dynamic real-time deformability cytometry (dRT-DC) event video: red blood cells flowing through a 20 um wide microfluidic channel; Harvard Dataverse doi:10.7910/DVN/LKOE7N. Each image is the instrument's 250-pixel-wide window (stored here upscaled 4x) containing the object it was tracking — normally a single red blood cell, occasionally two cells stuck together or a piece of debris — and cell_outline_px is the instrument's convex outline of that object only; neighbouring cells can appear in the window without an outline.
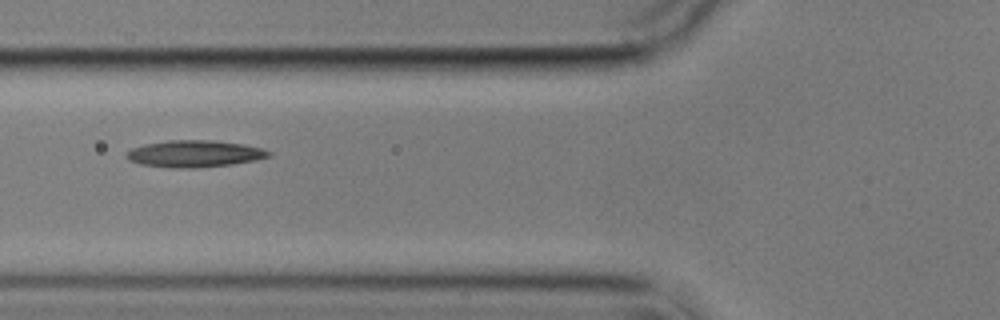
{"species": "common noctule bat (a hibernating species)", "species_latin": "Nyctalus noctula", "temperature_condition": "cold", "stored_images_in_passage": 6, "camera_frame_rate_fps": 3000, "um_per_image_px": 0.085, "animal": {"sex": "male", "body_mass_g": 17.9}, "frame": {"image": 1, "passage_image": 6, "time_ms": 5.667, "image_size_px": [1000, 320], "cell_outline_px": [[272, 156], [256, 160], [232, 164], [196, 168], [172, 168], [140, 164], [128, 160], [124, 156], [124, 152], [132, 148], [144, 144], [168, 140], [212, 140], [244, 144], [260, 148], [272, 152]], "centroid_in_image_um": [16.5, 13.07], "position_along_channel_um": 109.3, "area_um2": 22.48}}